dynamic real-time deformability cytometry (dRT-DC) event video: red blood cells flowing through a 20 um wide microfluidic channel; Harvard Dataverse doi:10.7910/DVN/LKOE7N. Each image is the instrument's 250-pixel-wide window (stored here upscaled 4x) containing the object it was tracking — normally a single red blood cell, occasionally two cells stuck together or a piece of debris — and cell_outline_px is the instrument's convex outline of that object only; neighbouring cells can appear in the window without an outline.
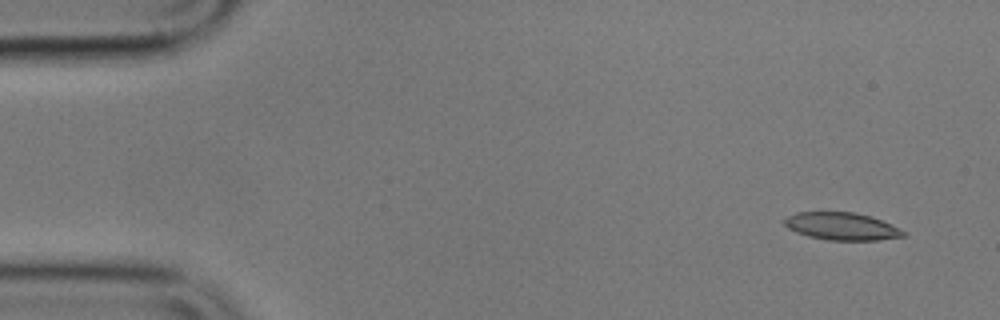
{"species": "common noctule bat (a hibernating species)", "species_latin": "Nyctalus noctula", "temperature_condition": "cold", "stored_images_in_passage": 8, "camera_frame_rate_fps": 3000, "um_per_image_px": 0.085, "animal": {"sex": "male", "body_mass_g": 17.9}, "frame": {"image": 1, "passage_image": 1, "time_ms": 0.0, "image_size_px": [1000, 320], "cell_outline_px": [[908, 236], [876, 240], [828, 240], [808, 236], [796, 232], [788, 228], [780, 220], [796, 212], [856, 212], [872, 216], [892, 224], [908, 232]], "centroid_in_image_um": [71.58, 19.23], "position_along_channel_um": 13.4, "area_um2": 19.42}}
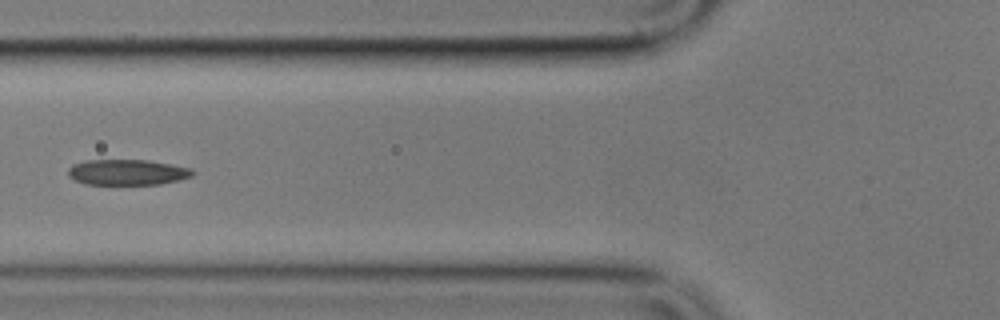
{"frame": {"image": 2, "passage_image": 6, "time_ms": 6.0, "image_size_px": [1000, 320], "cell_outline_px": [[196, 172], [192, 176], [180, 180], [160, 184], [84, 184], [72, 180], [68, 176], [68, 168], [72, 164], [88, 160], [148, 160], [192, 168]], "centroid_in_image_um": [10.81, 14.64], "position_along_channel_um": 115.0, "area_um2": 18.79}}
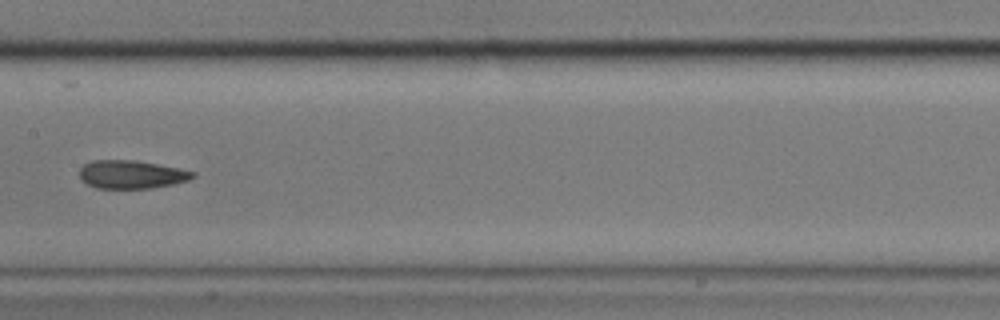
{"frame": {"image": 3, "passage_image": 8, "time_ms": 8.333, "image_size_px": [1000, 320], "cell_outline_px": [[196, 176], [188, 180], [172, 184], [152, 188], [96, 188], [88, 184], [80, 176], [80, 168], [84, 164], [92, 160], [136, 160], [180, 168], [196, 172]], "centroid_in_image_um": [11.2, 14.82], "position_along_channel_um": 196.2, "area_um2": 18.61}}